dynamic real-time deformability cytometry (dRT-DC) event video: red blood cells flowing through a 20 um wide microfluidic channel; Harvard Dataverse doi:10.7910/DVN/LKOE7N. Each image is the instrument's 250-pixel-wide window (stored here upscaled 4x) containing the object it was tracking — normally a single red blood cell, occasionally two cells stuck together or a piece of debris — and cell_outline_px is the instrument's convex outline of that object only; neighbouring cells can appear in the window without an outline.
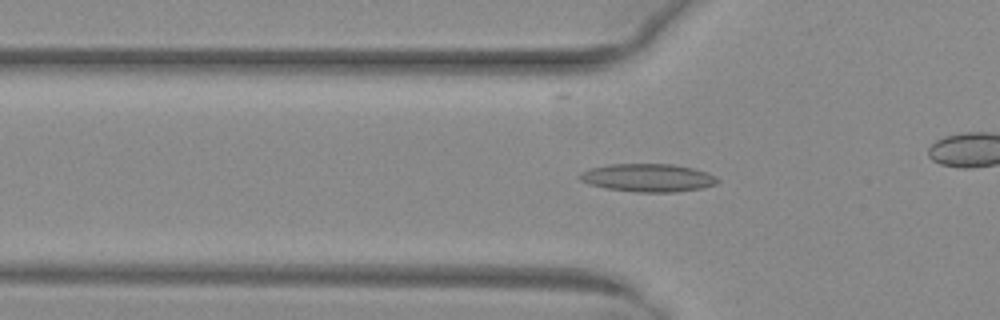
{"species": "common noctule bat (a hibernating species)", "species_latin": "Nyctalus noctula", "temperature_condition": "warm", "stored_images_in_passage": 30, "camera_frame_rate_fps": 3000, "um_per_image_px": 0.085, "animal": {"sex": "female", "body_mass_g": 29.2, "forearm_length_mm": 56.3}, "frame": {"image": 1, "passage_image": 6, "time_ms": 1.667, "image_size_px": [1000, 320], "cell_outline_px": [[720, 180], [716, 184], [700, 188], [676, 192], [636, 192], [604, 188], [588, 184], [580, 180], [576, 176], [580, 172], [592, 168], [608, 164], [672, 164], [692, 168], [708, 172], [716, 176]], "centroid_in_image_um": [55.05, 15.11], "position_along_channel_um": 70.8, "area_um2": 22.66}}
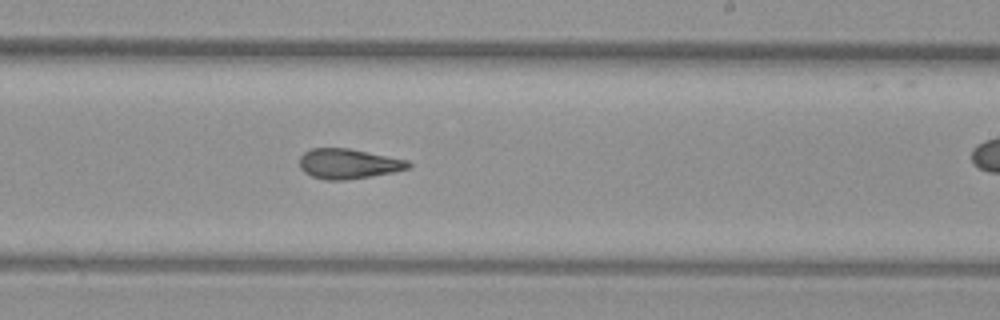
{"frame": {"image": 2, "passage_image": 20, "time_ms": 6.333, "image_size_px": [1000, 320], "cell_outline_px": [[412, 164], [408, 168], [392, 172], [344, 180], [324, 180], [312, 176], [304, 172], [300, 168], [300, 156], [304, 152], [312, 148], [348, 148], [408, 160]], "centroid_in_image_um": [29.58, 13.91], "position_along_channel_um": 259.4, "area_um2": 18.84}}
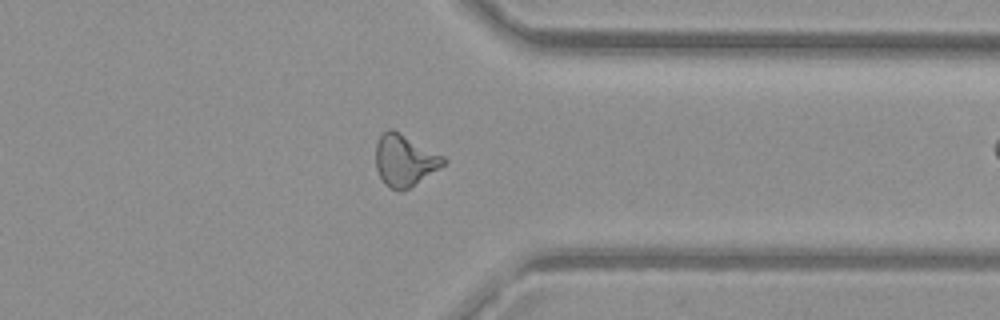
{"frame": {"image": 3, "passage_image": 29, "time_ms": 9.333, "image_size_px": [1000, 320], "cell_outline_px": [[448, 160], [444, 164], [408, 188], [400, 192], [384, 184], [376, 168], [376, 144], [380, 136], [388, 128], [392, 128], [444, 156]], "centroid_in_image_um": [34.37, 13.61], "position_along_channel_um": 377.0, "area_um2": 20.06}}